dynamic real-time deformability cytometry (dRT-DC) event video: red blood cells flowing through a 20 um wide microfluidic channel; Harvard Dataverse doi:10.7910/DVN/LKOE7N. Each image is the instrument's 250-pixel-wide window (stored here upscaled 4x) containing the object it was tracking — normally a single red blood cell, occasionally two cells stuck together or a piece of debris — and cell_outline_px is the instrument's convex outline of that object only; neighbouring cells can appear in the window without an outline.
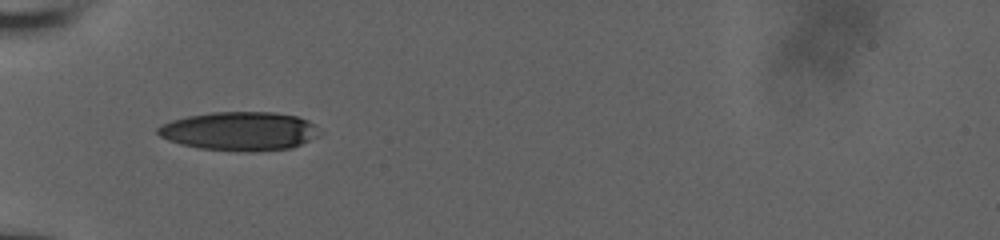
{"species": "human", "species_latin": "Homo sapiens", "temperature_condition": "room temperature", "stored_images_in_passage": 3, "camera_frame_rate_fps": 3000, "um_per_image_px": 0.085, "donor": {"sex": "male"}, "frame": {"image": 1, "passage_image": 1, "time_ms": 0.0, "image_size_px": [1000, 240], "cell_outline_px": [[324, 132], [292, 148], [252, 152], [248, 152], [200, 148], [180, 144], [168, 140], [160, 136], [156, 132], [156, 128], [172, 120], [188, 116], [212, 112], [276, 112], [296, 116], [308, 120]], "centroid_in_image_um": [20.39, 11.15], "position_along_channel_um": 64.6, "area_um2": 36.59}}